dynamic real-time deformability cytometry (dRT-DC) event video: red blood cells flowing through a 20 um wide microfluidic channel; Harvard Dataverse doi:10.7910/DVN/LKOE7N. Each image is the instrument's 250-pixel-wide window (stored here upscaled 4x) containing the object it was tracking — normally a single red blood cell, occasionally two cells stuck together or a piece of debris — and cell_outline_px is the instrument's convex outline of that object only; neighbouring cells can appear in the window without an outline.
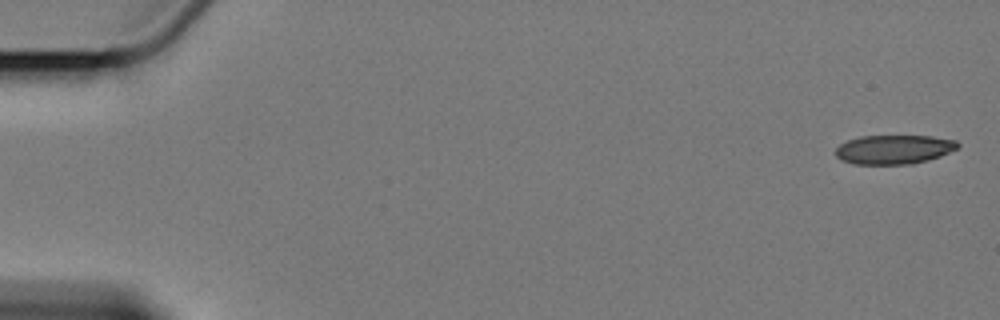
{"species": "Egyptian fruit bat (a non-hibernating species)", "species_latin": "Rousettus aegyptiacus", "temperature_condition": "cold", "stored_images_in_passage": 2, "segment_of_instrument_passage": [2, 2], "camera_frame_rate_fps": 3000, "um_per_image_px": 0.085, "animal": {"sex": "female"}, "frame": {"image": 1, "passage_image": 2, "time_ms": 2.333, "image_size_px": [1000, 320], "cell_outline_px": [[960, 144], [956, 148], [940, 156], [928, 160], [912, 164], [856, 164], [840, 160], [836, 156], [836, 148], [840, 144], [848, 140], [860, 136], [932, 136], [956, 140]], "centroid_in_image_um": [75.97, 12.7], "position_along_channel_um": 9.0, "area_um2": 20.69}}